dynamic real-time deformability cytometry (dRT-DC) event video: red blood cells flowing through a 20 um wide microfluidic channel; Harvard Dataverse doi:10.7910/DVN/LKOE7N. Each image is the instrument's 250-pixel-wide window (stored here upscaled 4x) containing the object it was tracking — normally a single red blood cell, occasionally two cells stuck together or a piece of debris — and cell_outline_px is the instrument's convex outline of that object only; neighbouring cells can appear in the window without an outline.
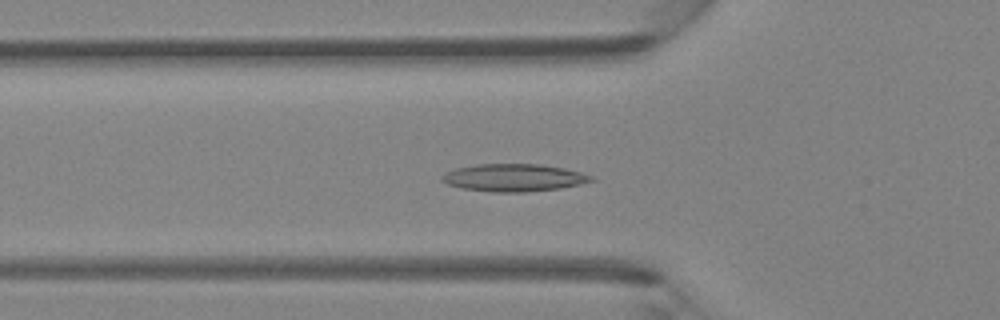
{"species": "Egyptian fruit bat (a non-hibernating species)", "species_latin": "Rousettus aegyptiacus", "temperature_condition": "room temperature", "stored_images_in_passage": 46, "camera_frame_rate_fps": 3000, "um_per_image_px": 0.085, "animal": {"sex": "female"}, "frame": {"image": 1, "passage_image": 16, "time_ms": 5.0, "image_size_px": [1000, 320], "cell_outline_px": [[596, 180], [580, 184], [560, 188], [524, 192], [492, 192], [464, 188], [448, 184], [440, 180], [440, 176], [444, 172], [456, 168], [476, 164], [540, 164], [564, 168], [580, 172], [592, 176]], "centroid_in_image_um": [43.65, 15.1], "position_along_channel_um": 82.1, "area_um2": 23.93}}
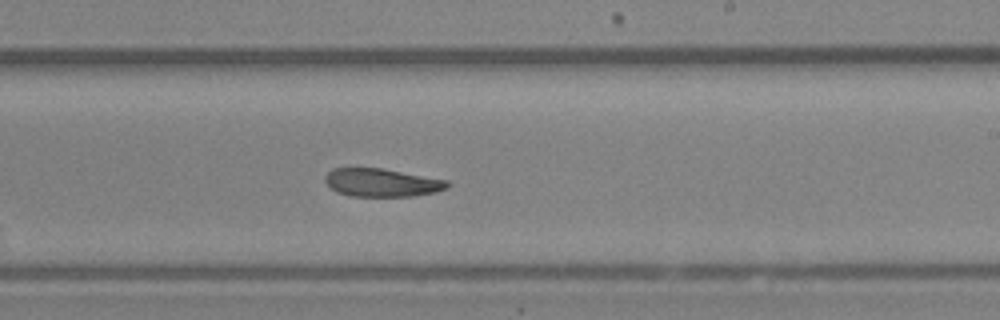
{"frame": {"image": 2, "passage_image": 28, "time_ms": 9.0, "image_size_px": [1000, 320], "cell_outline_px": [[448, 188], [436, 192], [416, 196], [352, 196], [336, 192], [324, 180], [324, 176], [332, 168], [380, 168], [448, 180]], "centroid_in_image_um": [32.45, 15.52], "position_along_channel_um": 256.5, "area_um2": 20.0}}
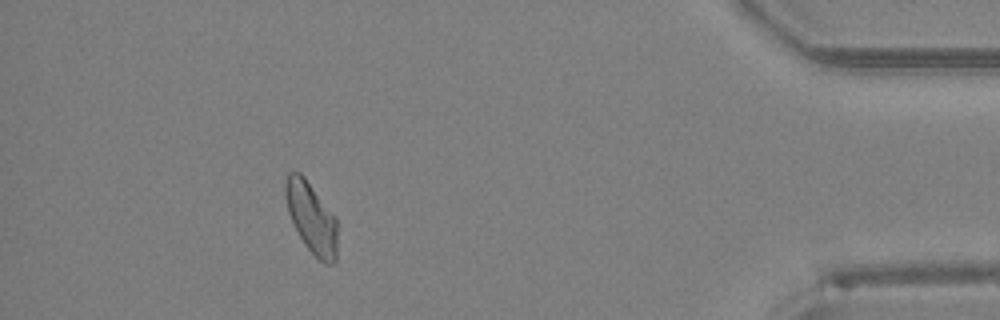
{"frame": {"image": 3, "passage_image": 42, "time_ms": 13.667, "image_size_px": [1000, 320], "cell_outline_px": [[336, 260], [332, 264], [324, 264], [304, 244], [288, 212], [284, 196], [284, 184], [288, 172], [300, 172], [304, 176], [336, 216]], "centroid_in_image_um": [26.46, 18.47], "position_along_channel_um": 408.7, "area_um2": 21.39}}